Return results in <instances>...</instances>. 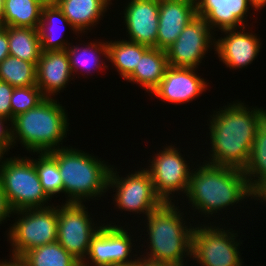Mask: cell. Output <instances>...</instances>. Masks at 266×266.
<instances>
[{"mask_svg":"<svg viewBox=\"0 0 266 266\" xmlns=\"http://www.w3.org/2000/svg\"><path fill=\"white\" fill-rule=\"evenodd\" d=\"M253 109V110H252ZM211 115L209 135L211 154L207 163L244 169L248 163L257 128L266 119V109L246 107L233 101Z\"/></svg>","mask_w":266,"mask_h":266,"instance_id":"6da1fadb","label":"cell"},{"mask_svg":"<svg viewBox=\"0 0 266 266\" xmlns=\"http://www.w3.org/2000/svg\"><path fill=\"white\" fill-rule=\"evenodd\" d=\"M185 196L192 210L213 217V213L227 210L230 205L232 207L249 197L252 199L253 190L242 169L203 161L199 168L192 170Z\"/></svg>","mask_w":266,"mask_h":266,"instance_id":"7a4b0ae2","label":"cell"},{"mask_svg":"<svg viewBox=\"0 0 266 266\" xmlns=\"http://www.w3.org/2000/svg\"><path fill=\"white\" fill-rule=\"evenodd\" d=\"M48 154L59 167L63 193L68 196L65 203L83 204V201L94 197L101 198L109 190V175L113 166L106 164L105 160L67 146H61Z\"/></svg>","mask_w":266,"mask_h":266,"instance_id":"3957f363","label":"cell"},{"mask_svg":"<svg viewBox=\"0 0 266 266\" xmlns=\"http://www.w3.org/2000/svg\"><path fill=\"white\" fill-rule=\"evenodd\" d=\"M68 122L65 108L59 101L54 97L45 98L36 107L13 118V144L19 141L29 153H49L63 144L69 130Z\"/></svg>","mask_w":266,"mask_h":266,"instance_id":"277c9868","label":"cell"},{"mask_svg":"<svg viewBox=\"0 0 266 266\" xmlns=\"http://www.w3.org/2000/svg\"><path fill=\"white\" fill-rule=\"evenodd\" d=\"M174 202H163L146 217L149 235V252L146 259L186 266V257L191 258L193 224L189 228ZM186 253V254H185ZM185 255V256H184ZM187 255V256H186ZM185 258V259H183Z\"/></svg>","mask_w":266,"mask_h":266,"instance_id":"5b68a950","label":"cell"},{"mask_svg":"<svg viewBox=\"0 0 266 266\" xmlns=\"http://www.w3.org/2000/svg\"><path fill=\"white\" fill-rule=\"evenodd\" d=\"M0 184L12 211L49 207L51 198L43 190L35 159L6 158L0 171Z\"/></svg>","mask_w":266,"mask_h":266,"instance_id":"8992f818","label":"cell"},{"mask_svg":"<svg viewBox=\"0 0 266 266\" xmlns=\"http://www.w3.org/2000/svg\"><path fill=\"white\" fill-rule=\"evenodd\" d=\"M49 205L45 208L12 212L19 219L8 230L11 255L22 257L33 248L57 241V207Z\"/></svg>","mask_w":266,"mask_h":266,"instance_id":"52a82bcc","label":"cell"},{"mask_svg":"<svg viewBox=\"0 0 266 266\" xmlns=\"http://www.w3.org/2000/svg\"><path fill=\"white\" fill-rule=\"evenodd\" d=\"M204 226L202 223L194 227L192 232L191 258L200 266H238L240 258L237 233L235 230H224L220 226ZM232 230V231H231ZM236 239V240H235Z\"/></svg>","mask_w":266,"mask_h":266,"instance_id":"ba28073f","label":"cell"},{"mask_svg":"<svg viewBox=\"0 0 266 266\" xmlns=\"http://www.w3.org/2000/svg\"><path fill=\"white\" fill-rule=\"evenodd\" d=\"M111 169L109 175L108 188L114 187V203L116 209L134 212L133 214H145L148 216L153 210L158 208L163 202L156 195L153 182L149 172L144 168L129 173L126 177H120L117 168Z\"/></svg>","mask_w":266,"mask_h":266,"instance_id":"9c48e42d","label":"cell"},{"mask_svg":"<svg viewBox=\"0 0 266 266\" xmlns=\"http://www.w3.org/2000/svg\"><path fill=\"white\" fill-rule=\"evenodd\" d=\"M86 209L84 203L57 206V242L81 263L88 254L92 236L100 228Z\"/></svg>","mask_w":266,"mask_h":266,"instance_id":"30bf717a","label":"cell"},{"mask_svg":"<svg viewBox=\"0 0 266 266\" xmlns=\"http://www.w3.org/2000/svg\"><path fill=\"white\" fill-rule=\"evenodd\" d=\"M149 161L150 168L145 169L149 172L155 193L162 202L171 203L174 192H178V195L180 192L184 195L187 193L192 170L179 148H175L173 144L165 146Z\"/></svg>","mask_w":266,"mask_h":266,"instance_id":"8fae6325","label":"cell"},{"mask_svg":"<svg viewBox=\"0 0 266 266\" xmlns=\"http://www.w3.org/2000/svg\"><path fill=\"white\" fill-rule=\"evenodd\" d=\"M132 237L128 230L120 225H100L99 230L92 236L89 251L81 266H122L137 262L131 259ZM88 259V260H87ZM90 262V263H89Z\"/></svg>","mask_w":266,"mask_h":266,"instance_id":"7c38bea8","label":"cell"},{"mask_svg":"<svg viewBox=\"0 0 266 266\" xmlns=\"http://www.w3.org/2000/svg\"><path fill=\"white\" fill-rule=\"evenodd\" d=\"M211 31L204 18H194L165 50L169 66L198 68L208 48L215 45L214 32Z\"/></svg>","mask_w":266,"mask_h":266,"instance_id":"4fadbf2b","label":"cell"},{"mask_svg":"<svg viewBox=\"0 0 266 266\" xmlns=\"http://www.w3.org/2000/svg\"><path fill=\"white\" fill-rule=\"evenodd\" d=\"M196 69L169 66L160 84L151 94L171 104H184L195 100L208 87L205 79L195 73Z\"/></svg>","mask_w":266,"mask_h":266,"instance_id":"5bb4252c","label":"cell"},{"mask_svg":"<svg viewBox=\"0 0 266 266\" xmlns=\"http://www.w3.org/2000/svg\"><path fill=\"white\" fill-rule=\"evenodd\" d=\"M124 23L129 41L157 48L159 0H129Z\"/></svg>","mask_w":266,"mask_h":266,"instance_id":"9a60e30c","label":"cell"},{"mask_svg":"<svg viewBox=\"0 0 266 266\" xmlns=\"http://www.w3.org/2000/svg\"><path fill=\"white\" fill-rule=\"evenodd\" d=\"M246 27L222 31L226 36L215 39L214 49L226 67L242 69L250 65L260 52V38L256 33L246 31ZM246 31V32H245Z\"/></svg>","mask_w":266,"mask_h":266,"instance_id":"2e32d148","label":"cell"},{"mask_svg":"<svg viewBox=\"0 0 266 266\" xmlns=\"http://www.w3.org/2000/svg\"><path fill=\"white\" fill-rule=\"evenodd\" d=\"M196 17V0H159L157 48L166 50Z\"/></svg>","mask_w":266,"mask_h":266,"instance_id":"e0dca14e","label":"cell"},{"mask_svg":"<svg viewBox=\"0 0 266 266\" xmlns=\"http://www.w3.org/2000/svg\"><path fill=\"white\" fill-rule=\"evenodd\" d=\"M250 7L253 6L249 0H196L197 16L204 18L211 30L218 28L224 31L248 26L245 19Z\"/></svg>","mask_w":266,"mask_h":266,"instance_id":"ac0fdd59","label":"cell"},{"mask_svg":"<svg viewBox=\"0 0 266 266\" xmlns=\"http://www.w3.org/2000/svg\"><path fill=\"white\" fill-rule=\"evenodd\" d=\"M66 50L42 52L36 64V86L45 98H52L66 88L72 78ZM58 92V93H57Z\"/></svg>","mask_w":266,"mask_h":266,"instance_id":"d6986e66","label":"cell"},{"mask_svg":"<svg viewBox=\"0 0 266 266\" xmlns=\"http://www.w3.org/2000/svg\"><path fill=\"white\" fill-rule=\"evenodd\" d=\"M110 1L112 0H56L55 4L68 19L72 28L81 34L98 24L107 7L109 9V5L112 4Z\"/></svg>","mask_w":266,"mask_h":266,"instance_id":"ffe728a7","label":"cell"},{"mask_svg":"<svg viewBox=\"0 0 266 266\" xmlns=\"http://www.w3.org/2000/svg\"><path fill=\"white\" fill-rule=\"evenodd\" d=\"M168 67L166 51L149 47L139 57L138 66L125 80L140 84L147 93H151L160 84Z\"/></svg>","mask_w":266,"mask_h":266,"instance_id":"44dd1931","label":"cell"},{"mask_svg":"<svg viewBox=\"0 0 266 266\" xmlns=\"http://www.w3.org/2000/svg\"><path fill=\"white\" fill-rule=\"evenodd\" d=\"M66 24V26L71 27L73 33H77L71 26L68 19L64 16L63 12L57 7L56 4L47 5L42 7L41 11V21L39 25V35L41 42V51H56L65 50L70 43L63 39L62 34L58 35V30L60 23ZM59 24V25H58ZM57 26H59L57 28ZM63 27V25H62ZM57 30V31H56ZM63 31V30H61ZM62 35V36H61Z\"/></svg>","mask_w":266,"mask_h":266,"instance_id":"7402d4cb","label":"cell"},{"mask_svg":"<svg viewBox=\"0 0 266 266\" xmlns=\"http://www.w3.org/2000/svg\"><path fill=\"white\" fill-rule=\"evenodd\" d=\"M70 63V69L73 74L82 73H92L91 70H98L102 68H107L108 66L105 65V62L102 61L100 56H103L108 60V42L107 41H94L84 44V47H79V44L76 46H72L69 44L68 47L65 49ZM101 54V55H100ZM80 68V69H79ZM97 68V69H96Z\"/></svg>","mask_w":266,"mask_h":266,"instance_id":"603a6c76","label":"cell"},{"mask_svg":"<svg viewBox=\"0 0 266 266\" xmlns=\"http://www.w3.org/2000/svg\"><path fill=\"white\" fill-rule=\"evenodd\" d=\"M8 40L10 56L38 63L42 53L38 28L8 26Z\"/></svg>","mask_w":266,"mask_h":266,"instance_id":"cb8c5ba5","label":"cell"},{"mask_svg":"<svg viewBox=\"0 0 266 266\" xmlns=\"http://www.w3.org/2000/svg\"><path fill=\"white\" fill-rule=\"evenodd\" d=\"M42 5L35 0H4V27L39 28Z\"/></svg>","mask_w":266,"mask_h":266,"instance_id":"d4e9b609","label":"cell"},{"mask_svg":"<svg viewBox=\"0 0 266 266\" xmlns=\"http://www.w3.org/2000/svg\"><path fill=\"white\" fill-rule=\"evenodd\" d=\"M149 46L138 44L129 40L108 41V60L115 66L118 73L124 80L138 66L139 57Z\"/></svg>","mask_w":266,"mask_h":266,"instance_id":"484cf974","label":"cell"},{"mask_svg":"<svg viewBox=\"0 0 266 266\" xmlns=\"http://www.w3.org/2000/svg\"><path fill=\"white\" fill-rule=\"evenodd\" d=\"M22 258L27 266H81L57 241L33 248Z\"/></svg>","mask_w":266,"mask_h":266,"instance_id":"4316f807","label":"cell"},{"mask_svg":"<svg viewBox=\"0 0 266 266\" xmlns=\"http://www.w3.org/2000/svg\"><path fill=\"white\" fill-rule=\"evenodd\" d=\"M243 172L252 190L266 178V119L257 128L249 160Z\"/></svg>","mask_w":266,"mask_h":266,"instance_id":"83f0119b","label":"cell"},{"mask_svg":"<svg viewBox=\"0 0 266 266\" xmlns=\"http://www.w3.org/2000/svg\"><path fill=\"white\" fill-rule=\"evenodd\" d=\"M0 80L14 88L36 85V65L8 56L0 63Z\"/></svg>","mask_w":266,"mask_h":266,"instance_id":"f1b7e54d","label":"cell"},{"mask_svg":"<svg viewBox=\"0 0 266 266\" xmlns=\"http://www.w3.org/2000/svg\"><path fill=\"white\" fill-rule=\"evenodd\" d=\"M38 157L35 159V166L43 190L50 198L63 193L62 176L57 162L48 153H39Z\"/></svg>","mask_w":266,"mask_h":266,"instance_id":"f546056e","label":"cell"},{"mask_svg":"<svg viewBox=\"0 0 266 266\" xmlns=\"http://www.w3.org/2000/svg\"><path fill=\"white\" fill-rule=\"evenodd\" d=\"M45 97L41 90L35 86L14 88L10 99L12 108V120L19 114L36 107Z\"/></svg>","mask_w":266,"mask_h":266,"instance_id":"4dcf8cb0","label":"cell"},{"mask_svg":"<svg viewBox=\"0 0 266 266\" xmlns=\"http://www.w3.org/2000/svg\"><path fill=\"white\" fill-rule=\"evenodd\" d=\"M14 87L5 81L0 80V116L12 121V108L10 99L13 94Z\"/></svg>","mask_w":266,"mask_h":266,"instance_id":"1f68e13d","label":"cell"},{"mask_svg":"<svg viewBox=\"0 0 266 266\" xmlns=\"http://www.w3.org/2000/svg\"><path fill=\"white\" fill-rule=\"evenodd\" d=\"M10 122L11 120L0 116V146H2L7 152L11 148H13V146H15L13 145V141H12V127L10 126L11 125Z\"/></svg>","mask_w":266,"mask_h":266,"instance_id":"d6a6232c","label":"cell"},{"mask_svg":"<svg viewBox=\"0 0 266 266\" xmlns=\"http://www.w3.org/2000/svg\"><path fill=\"white\" fill-rule=\"evenodd\" d=\"M8 40V26L0 31V63L10 55Z\"/></svg>","mask_w":266,"mask_h":266,"instance_id":"836d02e7","label":"cell"},{"mask_svg":"<svg viewBox=\"0 0 266 266\" xmlns=\"http://www.w3.org/2000/svg\"><path fill=\"white\" fill-rule=\"evenodd\" d=\"M0 184V224L13 214Z\"/></svg>","mask_w":266,"mask_h":266,"instance_id":"e575fe53","label":"cell"},{"mask_svg":"<svg viewBox=\"0 0 266 266\" xmlns=\"http://www.w3.org/2000/svg\"><path fill=\"white\" fill-rule=\"evenodd\" d=\"M254 200H260V202L266 203V178L263 179L254 189L253 197Z\"/></svg>","mask_w":266,"mask_h":266,"instance_id":"d590c367","label":"cell"},{"mask_svg":"<svg viewBox=\"0 0 266 266\" xmlns=\"http://www.w3.org/2000/svg\"><path fill=\"white\" fill-rule=\"evenodd\" d=\"M137 262L139 263V266H183L174 263L152 261L141 256L140 258L138 257Z\"/></svg>","mask_w":266,"mask_h":266,"instance_id":"8d00e7d4","label":"cell"},{"mask_svg":"<svg viewBox=\"0 0 266 266\" xmlns=\"http://www.w3.org/2000/svg\"><path fill=\"white\" fill-rule=\"evenodd\" d=\"M0 266H27V265L22 257L11 255V259L9 261L7 260L0 261Z\"/></svg>","mask_w":266,"mask_h":266,"instance_id":"74e56055","label":"cell"},{"mask_svg":"<svg viewBox=\"0 0 266 266\" xmlns=\"http://www.w3.org/2000/svg\"><path fill=\"white\" fill-rule=\"evenodd\" d=\"M253 6V10L258 11L262 10L266 6V0H249Z\"/></svg>","mask_w":266,"mask_h":266,"instance_id":"f35d334b","label":"cell"},{"mask_svg":"<svg viewBox=\"0 0 266 266\" xmlns=\"http://www.w3.org/2000/svg\"><path fill=\"white\" fill-rule=\"evenodd\" d=\"M7 151L2 147V146H0V171H1V169H2V167H3V164H4V161H5V159L4 160H2L4 157V154L6 155L7 153H6Z\"/></svg>","mask_w":266,"mask_h":266,"instance_id":"ab89813d","label":"cell"},{"mask_svg":"<svg viewBox=\"0 0 266 266\" xmlns=\"http://www.w3.org/2000/svg\"><path fill=\"white\" fill-rule=\"evenodd\" d=\"M40 3L43 7L47 5L55 4L56 0H35Z\"/></svg>","mask_w":266,"mask_h":266,"instance_id":"60d3db41","label":"cell"},{"mask_svg":"<svg viewBox=\"0 0 266 266\" xmlns=\"http://www.w3.org/2000/svg\"><path fill=\"white\" fill-rule=\"evenodd\" d=\"M3 9H4V0H0V21H2Z\"/></svg>","mask_w":266,"mask_h":266,"instance_id":"b9f144b4","label":"cell"},{"mask_svg":"<svg viewBox=\"0 0 266 266\" xmlns=\"http://www.w3.org/2000/svg\"><path fill=\"white\" fill-rule=\"evenodd\" d=\"M122 266H139V263L135 262L134 264H131V265H122Z\"/></svg>","mask_w":266,"mask_h":266,"instance_id":"7bdbcfd3","label":"cell"},{"mask_svg":"<svg viewBox=\"0 0 266 266\" xmlns=\"http://www.w3.org/2000/svg\"><path fill=\"white\" fill-rule=\"evenodd\" d=\"M2 29H4V25H3V22L0 21V31H1Z\"/></svg>","mask_w":266,"mask_h":266,"instance_id":"ee69618b","label":"cell"}]
</instances>
